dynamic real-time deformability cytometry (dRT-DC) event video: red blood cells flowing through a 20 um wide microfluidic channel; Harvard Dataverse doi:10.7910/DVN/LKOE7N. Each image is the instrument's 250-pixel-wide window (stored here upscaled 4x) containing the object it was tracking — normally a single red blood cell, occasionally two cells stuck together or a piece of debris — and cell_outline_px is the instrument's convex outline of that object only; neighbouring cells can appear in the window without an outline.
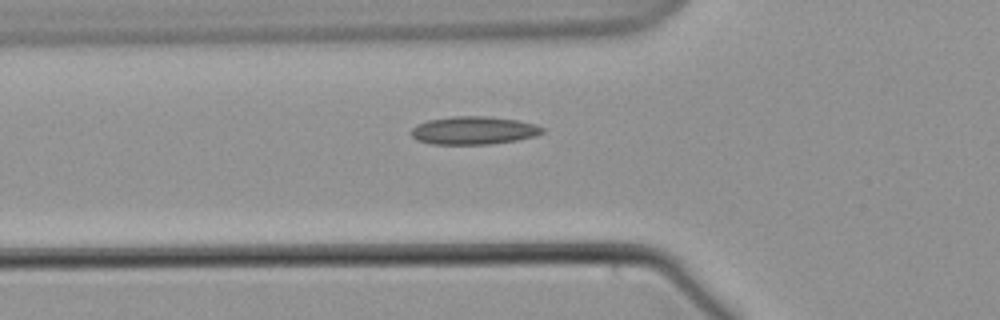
{"species": "common noctule bat (a hibernating species)", "species_latin": "Nyctalus noctula", "temperature_condition": "warm", "stored_images_in_passage": 35, "camera_frame_rate_fps": 3000, "um_per_image_px": 0.085, "animal": {"sex": "male", "body_mass_g": 21.5, "forearm_length_mm": 52.0}, "frame": {"image": 1, "passage_image": 9, "time_ms": 2.667, "image_size_px": [1000, 320], "cell_outline_px": [[544, 132], [536, 136], [516, 140], [488, 144], [432, 144], [416, 140], [408, 132], [416, 124], [428, 120], [452, 116], [488, 116], [516, 120], [536, 124], [544, 128]], "centroid_in_image_um": [40.23, 11.08], "position_along_channel_um": 85.6, "area_um2": 21.56}}
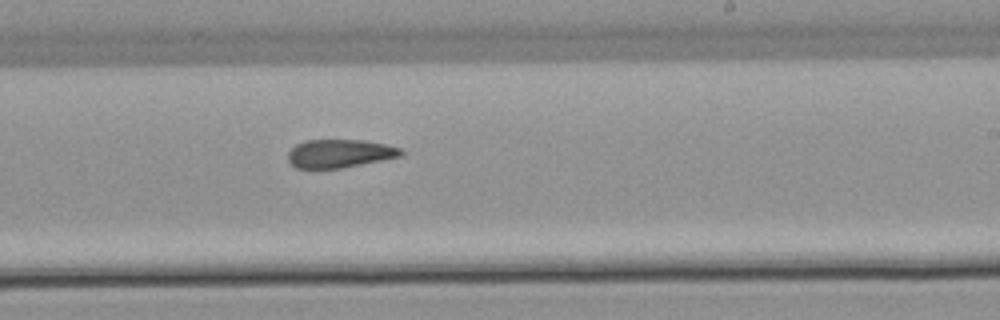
{"frame": {"image": 2, "passage_image": 24, "time_ms": 7.667, "image_size_px": [1000, 320], "cell_outline_px": [[404, 152], [400, 156], [340, 168], [296, 168], [288, 160], [288, 152], [296, 144], [304, 140], [364, 140], [384, 144], [400, 148]], "centroid_in_image_um": [28.83, 13.04], "position_along_channel_um": 260.2, "area_um2": 18.38}}
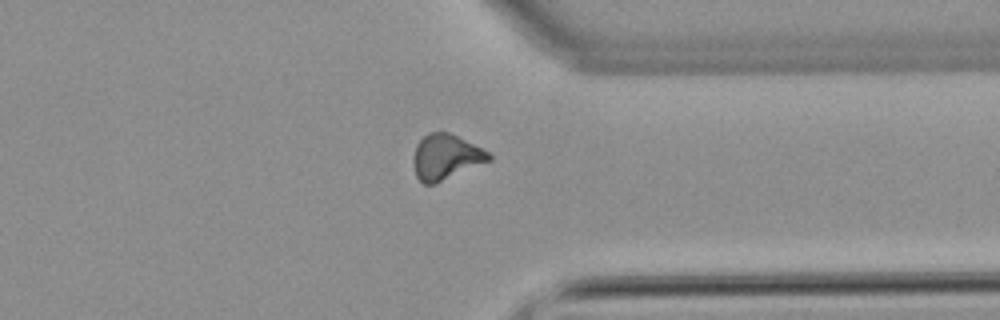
{"frame": {"image": 3, "passage_image": 34, "time_ms": 11.0, "image_size_px": [1000, 320], "cell_outline_px": [[492, 160], [436, 184], [424, 184], [416, 176], [412, 160], [416, 144], [428, 132], [448, 132], [488, 152], [492, 156]], "centroid_in_image_um": [37.87, 13.37], "position_along_channel_um": 373.5, "area_um2": 19.88}}